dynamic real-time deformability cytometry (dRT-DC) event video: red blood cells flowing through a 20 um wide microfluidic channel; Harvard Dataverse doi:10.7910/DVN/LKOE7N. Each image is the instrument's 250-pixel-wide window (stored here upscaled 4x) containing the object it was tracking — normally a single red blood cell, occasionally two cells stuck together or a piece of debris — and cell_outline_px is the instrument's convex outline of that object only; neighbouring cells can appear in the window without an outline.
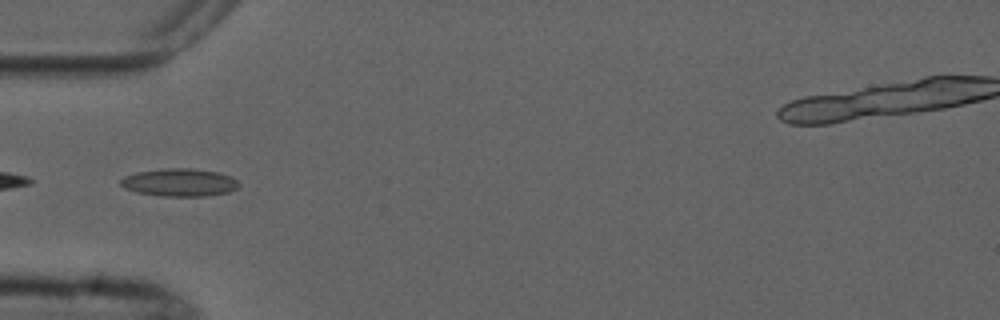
{"species": "common noctule bat (a hibernating species)", "species_latin": "Nyctalus noctula", "temperature_condition": "cold", "stored_images_in_passage": 6, "camera_frame_rate_fps": 3000, "um_per_image_px": 0.085, "animal": {"sex": "male", "forearm_length_mm": 52.5}, "frame": {"image": 1, "passage_image": 1, "time_ms": 0.0, "image_size_px": [1000, 320], "cell_outline_px": [[240, 184], [236, 188], [228, 192], [204, 196], [160, 196], [136, 192], [124, 188], [120, 184], [120, 180], [124, 176], [136, 172], [168, 168], [192, 168], [220, 172], [232, 176]], "centroid_in_image_um": [15.25, 15.5], "position_along_channel_um": 69.7, "area_um2": 19.25}}
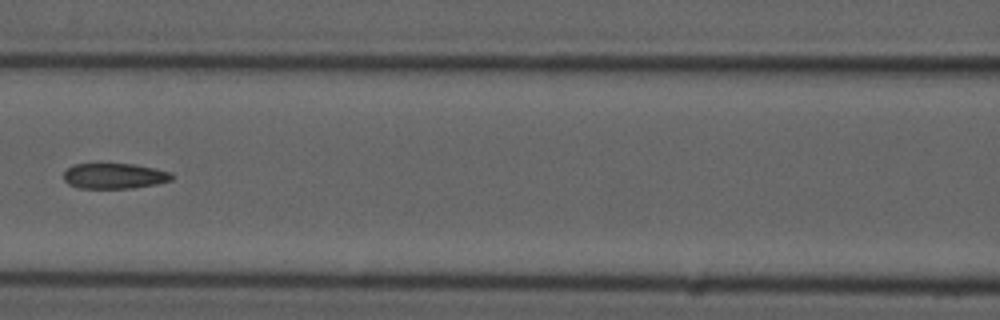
{"frame": {"image": 2, "passage_image": 3, "time_ms": 2.333, "image_size_px": [1000, 320], "cell_outline_px": [[172, 180], [156, 184], [132, 188], [80, 188], [68, 184], [64, 180], [64, 172], [68, 168], [76, 164], [136, 164], [172, 172]], "centroid_in_image_um": [9.74, 14.96], "position_along_channel_um": 156.9, "area_um2": 16.01}}
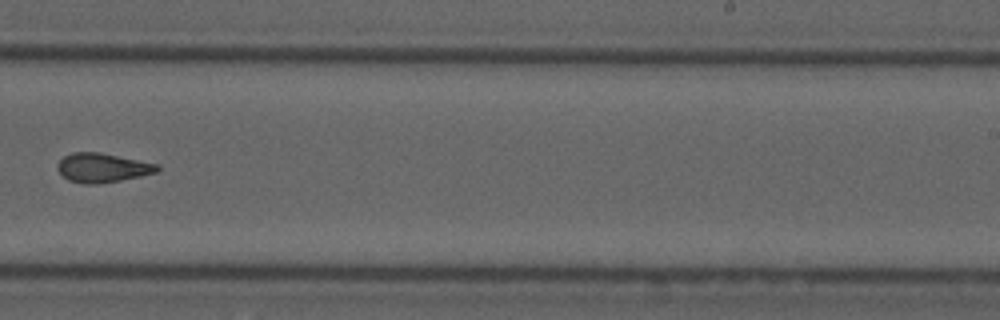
{"frame": {"image": 3, "passage_image": 6, "time_ms": 5.667, "image_size_px": [1000, 320], "cell_outline_px": [[160, 168], [156, 172], [140, 176], [120, 180], [96, 184], [88, 184], [68, 180], [56, 168], [56, 164], [64, 156], [72, 152], [100, 152], [160, 164]], "centroid_in_image_um": [8.71, 14.24], "position_along_channel_um": 280.3, "area_um2": 16.94}}